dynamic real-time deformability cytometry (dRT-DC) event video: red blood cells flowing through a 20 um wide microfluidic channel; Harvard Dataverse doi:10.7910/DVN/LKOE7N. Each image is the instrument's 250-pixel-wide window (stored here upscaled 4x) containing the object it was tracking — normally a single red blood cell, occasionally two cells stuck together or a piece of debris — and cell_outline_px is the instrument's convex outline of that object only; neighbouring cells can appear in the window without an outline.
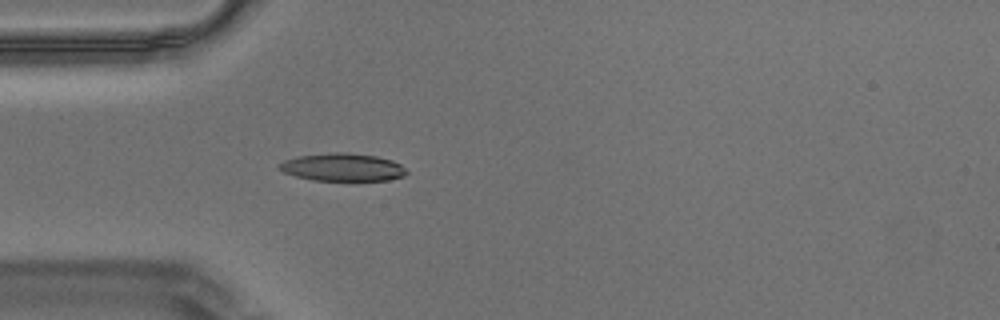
{"species": "Egyptian fruit bat (a non-hibernating species)", "species_latin": "Rousettus aegyptiacus", "temperature_condition": "warm", "stored_images_in_passage": 5, "camera_frame_rate_fps": 3000, "um_per_image_px": 0.085, "animal": {"sex": "male"}, "frame": {"image": 1, "passage_image": 1, "time_ms": 0.0, "image_size_px": [1000, 320], "cell_outline_px": [[408, 172], [404, 176], [388, 180], [312, 180], [296, 176], [284, 172], [276, 168], [284, 160], [296, 156], [332, 152], [348, 152], [376, 156], [392, 160], [400, 164]], "centroid_in_image_um": [29.1, 14.2], "position_along_channel_um": 55.9, "area_um2": 20.63}}
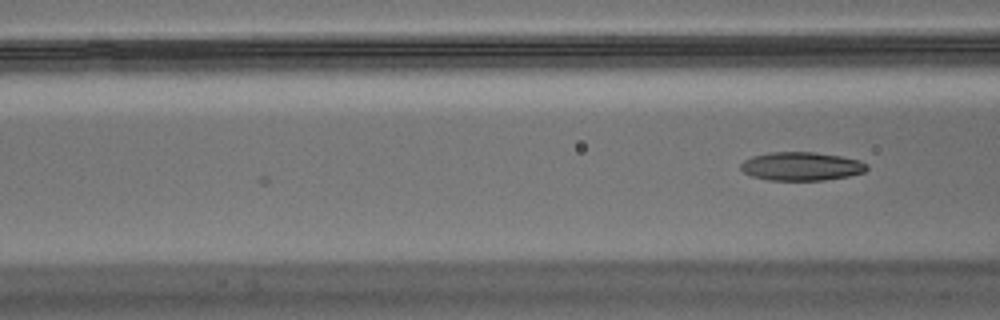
{"frame": {"image": 2, "passage_image": 5, "time_ms": 1.333, "image_size_px": [1000, 320], "cell_outline_px": [[868, 168], [864, 172], [848, 176], [824, 180], [768, 180], [752, 176], [744, 172], [740, 168], [740, 164], [744, 160], [752, 156], [768, 152], [816, 152], [840, 156], [860, 160], [868, 164]], "centroid_in_image_um": [68.11, 14.13], "position_along_channel_um": 98.5, "area_um2": 21.04}}